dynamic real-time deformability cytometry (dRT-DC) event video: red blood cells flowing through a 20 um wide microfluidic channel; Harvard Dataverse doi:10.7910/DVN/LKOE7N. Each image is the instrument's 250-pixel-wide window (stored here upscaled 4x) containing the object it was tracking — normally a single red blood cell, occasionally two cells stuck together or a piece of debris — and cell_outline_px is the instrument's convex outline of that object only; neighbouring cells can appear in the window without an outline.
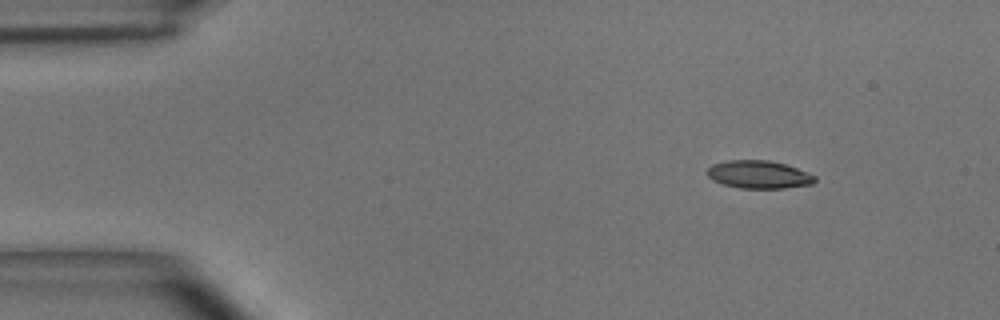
{"species": "common noctule bat (a hibernating species)", "species_latin": "Nyctalus noctula", "temperature_condition": "room temperature", "stored_images_in_passage": 4, "camera_frame_rate_fps": 3000, "um_per_image_px": 0.085, "animal": {"sex": "male", "body_mass_g": 15.6}, "frame": {"image": 1, "passage_image": 1, "time_ms": 0.0, "image_size_px": [1000, 320], "cell_outline_px": [[816, 180], [812, 184], [784, 188], [740, 188], [724, 184], [712, 180], [704, 172], [712, 164], [728, 160], [768, 160], [784, 164], [796, 168], [816, 176]], "centroid_in_image_um": [64.46, 14.83], "position_along_channel_um": 20.5, "area_um2": 17.46}}
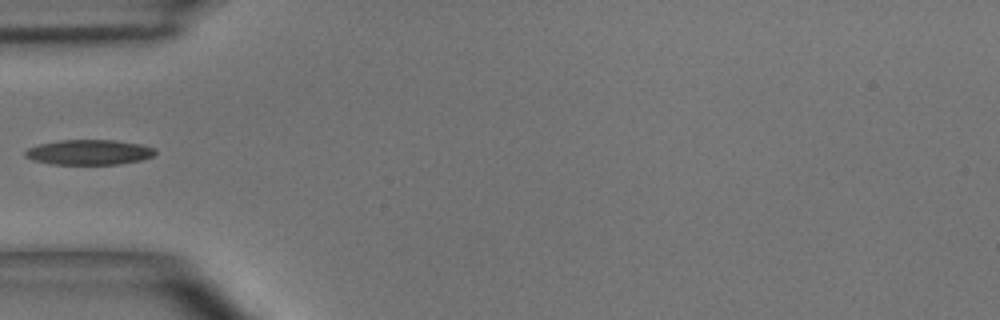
{"frame": {"image": 2, "passage_image": 3, "time_ms": 0.667, "image_size_px": [1000, 320], "cell_outline_px": [[156, 152], [152, 156], [140, 160], [120, 164], [52, 164], [32, 160], [24, 156], [24, 152], [28, 148], [40, 144], [60, 140], [116, 140], [140, 144], [156, 148]], "centroid_in_image_um": [7.57, 12.94], "position_along_channel_um": 77.4, "area_um2": 19.02}}
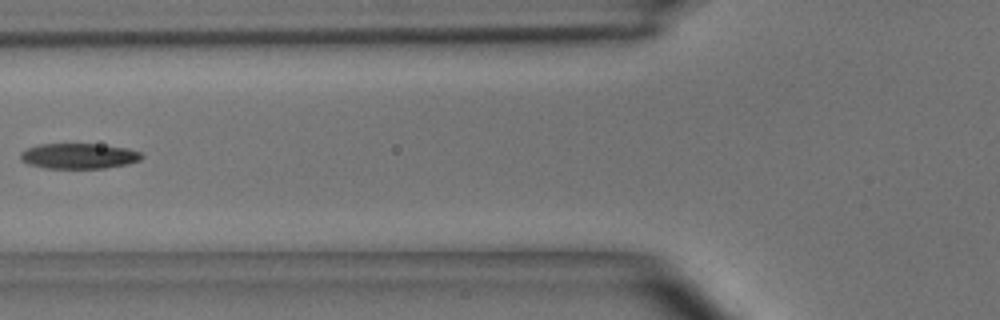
{"frame": {"image": 3, "passage_image": 4, "time_ms": 1.0, "image_size_px": [1000, 320], "cell_outline_px": [[144, 156], [140, 160], [128, 164], [104, 168], [44, 168], [28, 164], [20, 160], [20, 152], [28, 148], [40, 144], [96, 144], [124, 148], [140, 152]], "centroid_in_image_um": [6.67, 13.27], "position_along_channel_um": 119.1, "area_um2": 17.86}}